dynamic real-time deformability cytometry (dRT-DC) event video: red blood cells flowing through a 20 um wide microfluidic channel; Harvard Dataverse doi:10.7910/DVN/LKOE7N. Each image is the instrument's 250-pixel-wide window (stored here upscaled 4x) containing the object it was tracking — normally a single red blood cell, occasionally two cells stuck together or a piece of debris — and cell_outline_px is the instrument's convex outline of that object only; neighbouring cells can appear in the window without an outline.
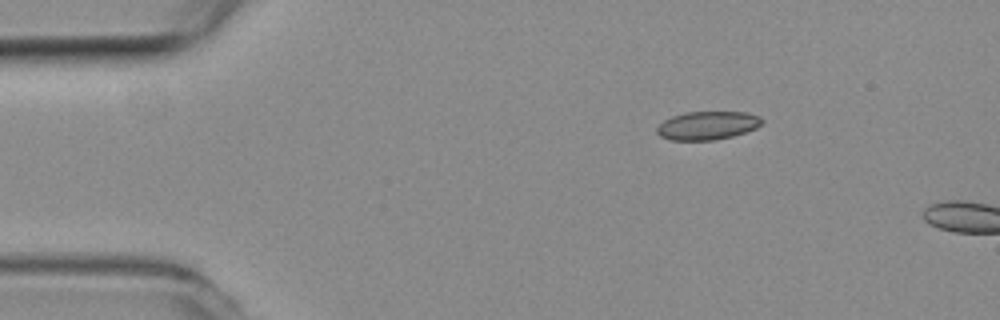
{"species": "common noctule bat (a hibernating species)", "species_latin": "Nyctalus noctula", "temperature_condition": "room temperature", "stored_images_in_passage": 4, "camera_frame_rate_fps": 3000, "um_per_image_px": 0.085, "animal": {"sex": "female", "body_mass_g": 19.3, "forearm_length_mm": 54.1}, "frame": {"image": 1, "passage_image": 1, "time_ms": 0.0, "image_size_px": [1000, 320], "cell_outline_px": [[764, 124], [756, 128], [732, 136], [712, 140], [672, 140], [660, 136], [656, 132], [656, 128], [664, 120], [672, 116], [684, 112], [748, 112], [760, 116], [764, 120]], "centroid_in_image_um": [60.16, 10.65], "position_along_channel_um": 24.8, "area_um2": 17.46}}